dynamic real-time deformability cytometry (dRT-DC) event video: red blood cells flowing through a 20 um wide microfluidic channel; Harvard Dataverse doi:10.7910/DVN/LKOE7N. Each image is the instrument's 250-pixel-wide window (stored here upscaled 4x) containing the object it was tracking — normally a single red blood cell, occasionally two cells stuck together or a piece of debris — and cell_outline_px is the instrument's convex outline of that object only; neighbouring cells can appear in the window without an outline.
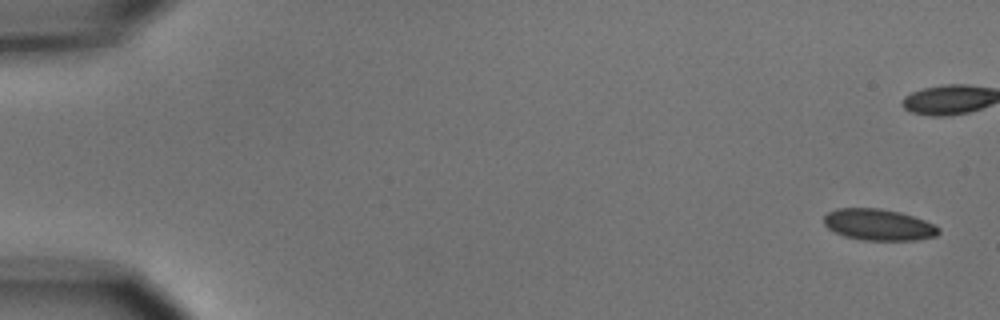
{"species": "common noctule bat (a hibernating species)", "species_latin": "Nyctalus noctula", "temperature_condition": "cold", "stored_images_in_passage": 6, "camera_frame_rate_fps": 3000, "um_per_image_px": 0.085, "animal": {"sex": "male", "body_mass_g": 15.6}, "frame": {"image": 1, "passage_image": 1, "time_ms": 0.0, "image_size_px": [1000, 320], "cell_outline_px": [[940, 232], [936, 236], [916, 240], [860, 240], [844, 236], [828, 228], [824, 224], [824, 216], [828, 212], [836, 208], [880, 208], [900, 212], [924, 220], [940, 228]], "centroid_in_image_um": [74.67, 19.1], "position_along_channel_um": 10.3, "area_um2": 20.98}}
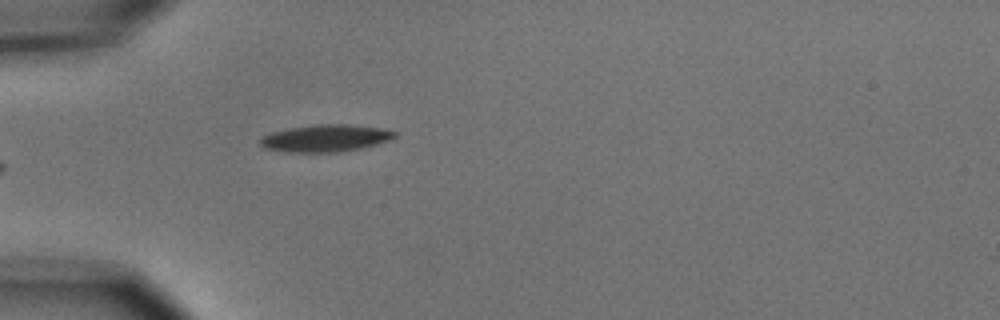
{"frame": {"image": 2, "passage_image": 6, "time_ms": 6.0, "image_size_px": [1000, 320], "cell_outline_px": [[396, 136], [392, 140], [360, 148], [336, 152], [288, 152], [264, 148], [260, 144], [260, 140], [264, 136], [272, 132], [292, 128], [316, 124], [348, 124], [380, 128], [396, 132]], "centroid_in_image_um": [27.69, 11.75], "position_along_channel_um": 57.3, "area_um2": 21.04}}